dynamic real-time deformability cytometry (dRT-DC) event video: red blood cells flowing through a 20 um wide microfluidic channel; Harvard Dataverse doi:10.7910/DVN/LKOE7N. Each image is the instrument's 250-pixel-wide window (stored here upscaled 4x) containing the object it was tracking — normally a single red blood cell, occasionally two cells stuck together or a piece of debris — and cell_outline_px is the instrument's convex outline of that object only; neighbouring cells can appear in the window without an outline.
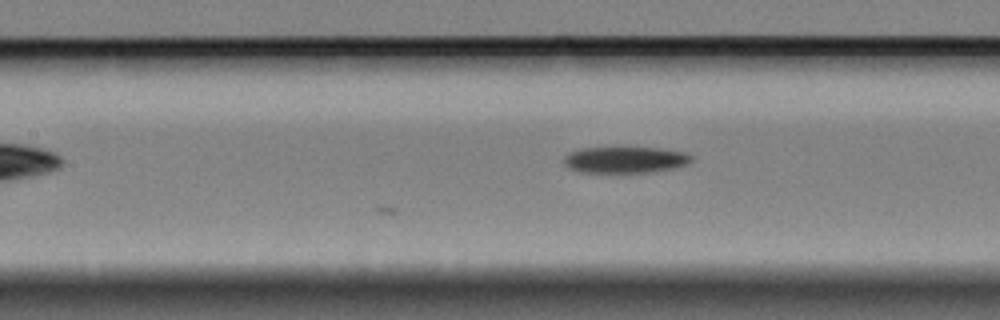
{"species": "Egyptian fruit bat (a non-hibernating species)", "species_latin": "Rousettus aegyptiacus", "temperature_condition": "cold", "stored_images_in_passage": 19, "camera_frame_rate_fps": 3000, "um_per_image_px": 0.085, "animal": {"sex": "female"}, "frame": {"image": 1, "passage_image": 19, "time_ms": 6.0, "image_size_px": [1000, 320], "cell_outline_px": [[692, 160], [688, 164], [676, 168], [652, 172], [620, 176], [580, 172], [568, 168], [564, 164], [564, 156], [580, 148], [660, 148], [688, 152], [692, 156]], "centroid_in_image_um": [53.15, 13.64], "position_along_channel_um": 154.2, "area_um2": 20.69}}